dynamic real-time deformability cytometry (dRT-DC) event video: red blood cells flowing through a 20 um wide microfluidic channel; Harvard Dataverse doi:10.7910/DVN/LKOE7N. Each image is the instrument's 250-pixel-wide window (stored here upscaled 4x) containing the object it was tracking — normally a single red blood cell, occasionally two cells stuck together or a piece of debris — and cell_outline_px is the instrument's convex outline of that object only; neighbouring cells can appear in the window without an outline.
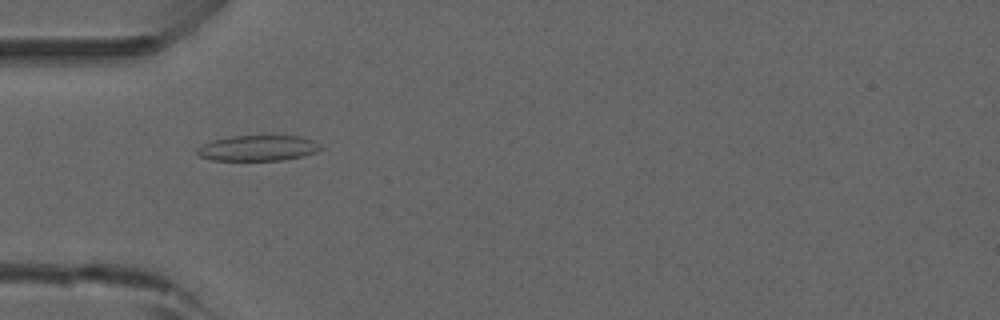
{"species": "common noctule bat (a hibernating species)", "species_latin": "Nyctalus noctula", "temperature_condition": "room temperature", "stored_images_in_passage": 2, "camera_frame_rate_fps": 3000, "um_per_image_px": 0.085, "animal": {"sex": "male", "forearm_length_mm": 52.5}, "frame": {"image": 1, "passage_image": 1, "time_ms": 0.0, "image_size_px": [1000, 320], "cell_outline_px": [[324, 148], [316, 152], [304, 156], [284, 160], [212, 160], [200, 156], [196, 152], [196, 148], [212, 140], [232, 136], [300, 136], [312, 140], [320, 144]], "centroid_in_image_um": [21.95, 12.59], "position_along_channel_um": 63.0, "area_um2": 18.44}}